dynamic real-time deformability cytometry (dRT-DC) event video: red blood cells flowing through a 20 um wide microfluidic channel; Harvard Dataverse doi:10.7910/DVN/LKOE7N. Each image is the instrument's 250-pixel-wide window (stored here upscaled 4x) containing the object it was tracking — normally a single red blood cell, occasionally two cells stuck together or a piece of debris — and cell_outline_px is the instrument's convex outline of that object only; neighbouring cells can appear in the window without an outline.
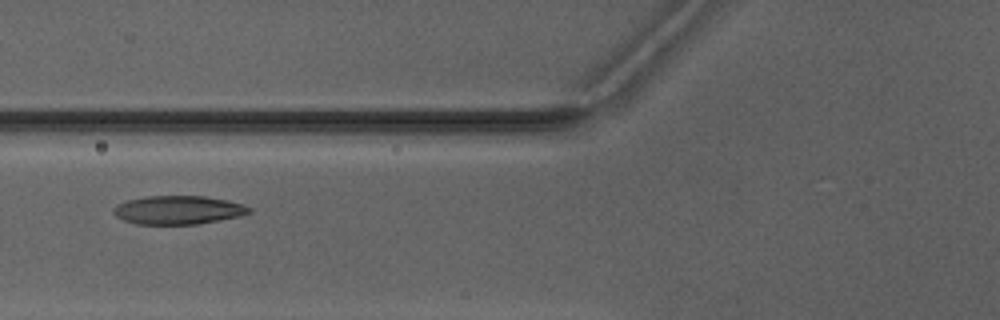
{"species": "Egyptian fruit bat (a non-hibernating species)", "species_latin": "Rousettus aegyptiacus", "temperature_condition": "warm", "stored_images_in_passage": 7, "camera_frame_rate_fps": 3000, "um_per_image_px": 0.085, "animal": {"sex": "male"}, "frame": {"image": 1, "passage_image": 6, "time_ms": 6.0, "image_size_px": [1000, 320], "cell_outline_px": [[252, 212], [240, 216], [196, 224], [136, 224], [124, 220], [116, 216], [112, 212], [112, 208], [116, 204], [124, 200], [148, 196], [204, 196], [228, 200], [244, 204], [252, 208]], "centroid_in_image_um": [15.13, 17.84], "position_along_channel_um": 110.7, "area_um2": 22.77}}
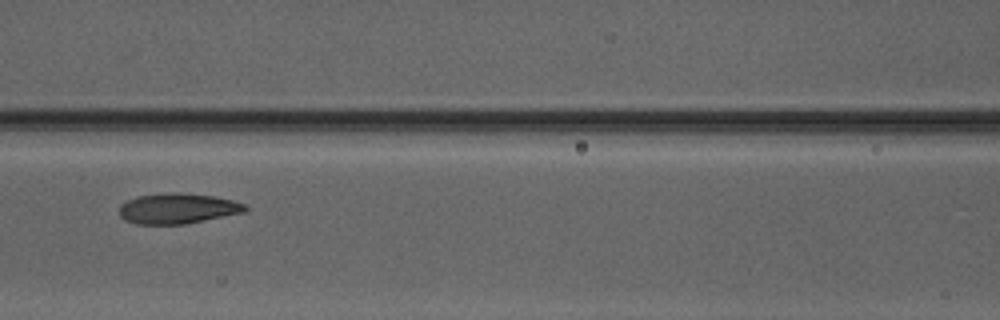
{"frame": {"image": 2, "passage_image": 7, "time_ms": 7.0, "image_size_px": [1000, 320], "cell_outline_px": [[248, 208], [244, 212], [184, 224], [136, 224], [124, 220], [120, 216], [120, 204], [136, 196], [164, 192], [176, 192], [216, 196], [232, 200], [244, 204]], "centroid_in_image_um": [15.06, 17.71], "position_along_channel_um": 151.5, "area_um2": 22.37}}